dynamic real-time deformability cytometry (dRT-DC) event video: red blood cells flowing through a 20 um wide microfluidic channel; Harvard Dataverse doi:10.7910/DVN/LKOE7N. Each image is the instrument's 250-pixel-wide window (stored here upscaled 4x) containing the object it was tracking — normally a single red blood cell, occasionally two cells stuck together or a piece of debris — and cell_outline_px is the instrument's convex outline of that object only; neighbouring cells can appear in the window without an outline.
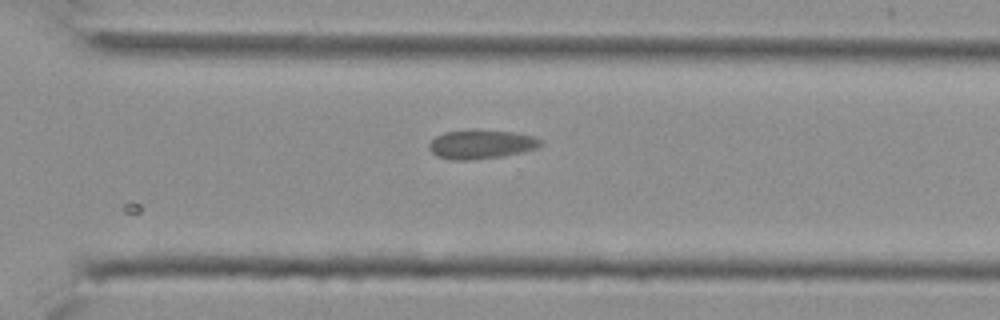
{"species": "Egyptian fruit bat (a non-hibernating species)", "species_latin": "Rousettus aegyptiacus", "temperature_condition": "cold", "stored_images_in_passage": 22, "camera_frame_rate_fps": 3000, "um_per_image_px": 0.085, "animal": {"sex": "female"}, "frame": {"image": 1, "passage_image": 22, "time_ms": 7.0, "image_size_px": [1000, 320], "cell_outline_px": [[544, 144], [536, 148], [520, 152], [500, 156], [476, 160], [452, 160], [436, 156], [428, 148], [428, 144], [436, 136], [444, 132], [472, 128], [476, 128], [516, 132], [532, 136], [544, 140]], "centroid_in_image_um": [40.89, 12.24], "position_along_channel_um": 329.7, "area_um2": 19.36}}